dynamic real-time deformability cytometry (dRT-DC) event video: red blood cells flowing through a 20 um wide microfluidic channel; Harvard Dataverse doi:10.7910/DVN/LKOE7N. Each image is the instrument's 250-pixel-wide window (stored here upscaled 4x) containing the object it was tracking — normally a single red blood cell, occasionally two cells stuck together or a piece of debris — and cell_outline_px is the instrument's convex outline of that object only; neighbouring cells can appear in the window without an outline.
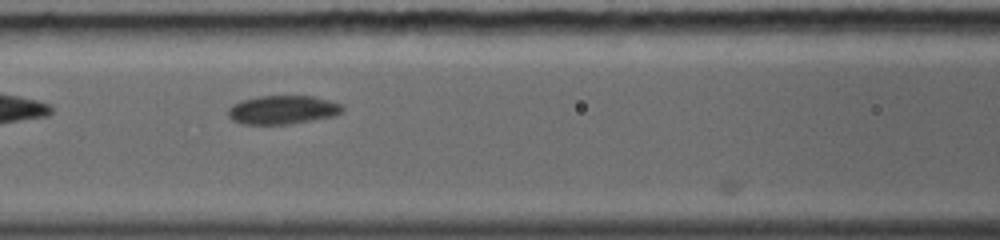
{"species": "common noctule bat (a hibernating species)", "species_latin": "Nyctalus noctula", "temperature_condition": "warm", "stored_images_in_passage": 28, "camera_frame_rate_fps": 5000, "um_per_image_px": 0.085, "animal": {"sex": "female", "body_mass_g": 19.0, "forearm_length_mm": 56.7}, "frame": {"image": 1, "passage_image": 5, "time_ms": 1.6, "image_size_px": [1000, 240], "cell_outline_px": [[344, 108], [340, 112], [332, 116], [292, 124], [244, 124], [232, 120], [228, 116], [228, 108], [232, 104], [240, 100], [260, 96], [312, 96], [328, 100], [340, 104]], "centroid_in_image_um": [23.97, 9.33], "position_along_channel_um": 142.6, "area_um2": 19.02}}
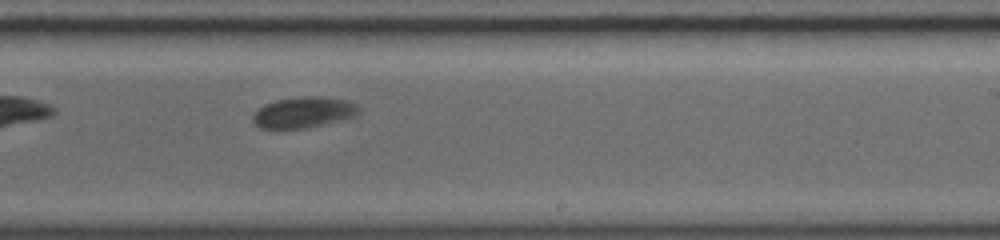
{"frame": {"image": 2, "passage_image": 13, "time_ms": 4.4, "image_size_px": [1000, 240], "cell_outline_px": [[360, 112], [356, 116], [304, 128], [260, 128], [252, 124], [252, 116], [264, 104], [276, 100], [300, 96], [328, 96], [344, 100], [356, 104], [360, 108]], "centroid_in_image_um": [25.79, 9.53], "position_along_channel_um": 263.2, "area_um2": 19.07}}
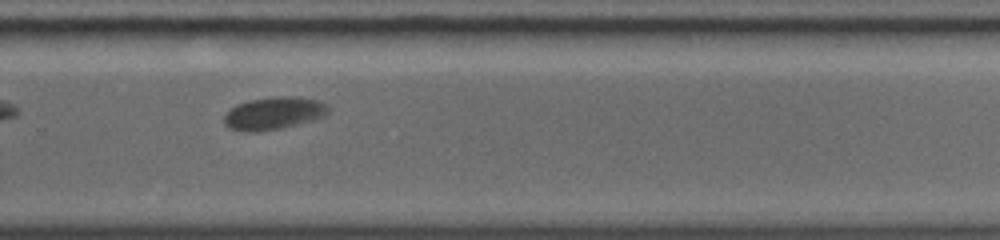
{"frame": {"image": 3, "passage_image": 16, "time_ms": 5.4, "image_size_px": [1000, 240], "cell_outline_px": [[328, 112], [324, 116], [312, 120], [296, 124], [256, 132], [244, 132], [228, 128], [224, 124], [224, 116], [236, 104], [252, 100], [284, 96], [316, 100], [324, 104], [328, 108]], "centroid_in_image_um": [23.21, 9.65], "position_along_channel_um": 306.6, "area_um2": 19.13}}